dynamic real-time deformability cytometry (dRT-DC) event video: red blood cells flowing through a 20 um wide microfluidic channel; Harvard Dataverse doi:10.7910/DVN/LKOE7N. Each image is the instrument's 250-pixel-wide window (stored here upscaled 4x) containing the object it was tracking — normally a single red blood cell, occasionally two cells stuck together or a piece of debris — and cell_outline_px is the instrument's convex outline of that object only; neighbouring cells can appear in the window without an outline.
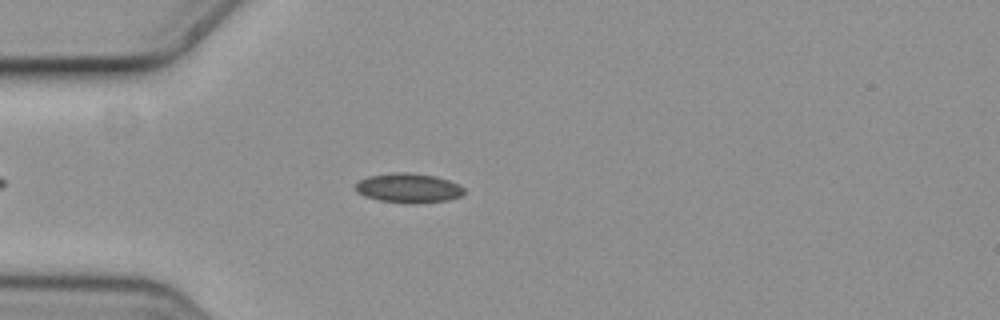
{"species": "common noctule bat (a hibernating species)", "species_latin": "Nyctalus noctula", "temperature_condition": "cold", "stored_images_in_passage": 3, "camera_frame_rate_fps": 3000, "um_per_image_px": 0.085, "animal": {"sex": "female", "body_mass_g": 19.3, "forearm_length_mm": 54.1}, "frame": {"image": 1, "passage_image": 2, "time_ms": 0.333, "image_size_px": [1000, 320], "cell_outline_px": [[464, 192], [460, 196], [448, 200], [416, 204], [408, 204], [380, 200], [364, 196], [356, 192], [356, 184], [360, 180], [368, 176], [392, 172], [408, 172], [436, 176], [460, 184], [464, 188]], "centroid_in_image_um": [34.73, 15.98], "position_along_channel_um": 50.3, "area_um2": 18.84}}